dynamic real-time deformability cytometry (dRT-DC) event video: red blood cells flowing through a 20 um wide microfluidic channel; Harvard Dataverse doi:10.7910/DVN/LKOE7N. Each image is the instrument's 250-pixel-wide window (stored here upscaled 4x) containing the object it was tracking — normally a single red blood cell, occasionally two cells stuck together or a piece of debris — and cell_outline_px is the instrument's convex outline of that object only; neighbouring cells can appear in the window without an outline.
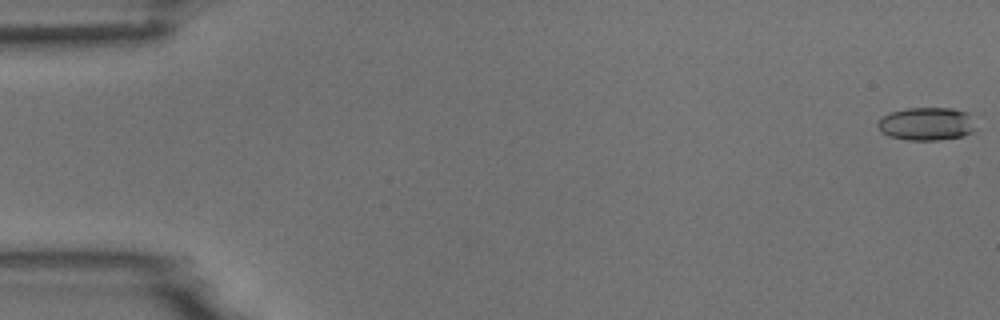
{"species": "common noctule bat (a hibernating species)", "species_latin": "Nyctalus noctula", "temperature_condition": "room temperature", "stored_images_in_passage": 5, "camera_frame_rate_fps": 3000, "um_per_image_px": 0.085, "animal": {"sex": "male", "body_mass_g": 18.8}, "frame": {"image": 1, "passage_image": 1, "time_ms": 0.0, "image_size_px": [1000, 320], "cell_outline_px": [[976, 128], [972, 132], [964, 136], [936, 140], [908, 140], [888, 136], [880, 132], [876, 124], [884, 116], [892, 112], [908, 108], [952, 108], [968, 112]], "centroid_in_image_um": [78.76, 10.53], "position_along_channel_um": 6.2, "area_um2": 18.9}}
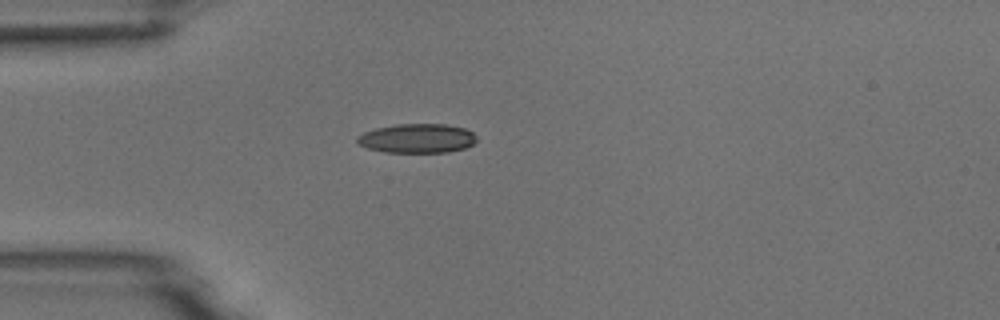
{"frame": {"image": 2, "passage_image": 5, "time_ms": 4.667, "image_size_px": [1000, 320], "cell_outline_px": [[476, 140], [472, 144], [464, 148], [448, 152], [384, 152], [368, 148], [360, 144], [356, 140], [356, 136], [364, 132], [376, 128], [396, 124], [444, 124], [464, 128], [472, 132], [476, 136]], "centroid_in_image_um": [35.44, 11.75], "position_along_channel_um": 49.6, "area_um2": 20.23}}